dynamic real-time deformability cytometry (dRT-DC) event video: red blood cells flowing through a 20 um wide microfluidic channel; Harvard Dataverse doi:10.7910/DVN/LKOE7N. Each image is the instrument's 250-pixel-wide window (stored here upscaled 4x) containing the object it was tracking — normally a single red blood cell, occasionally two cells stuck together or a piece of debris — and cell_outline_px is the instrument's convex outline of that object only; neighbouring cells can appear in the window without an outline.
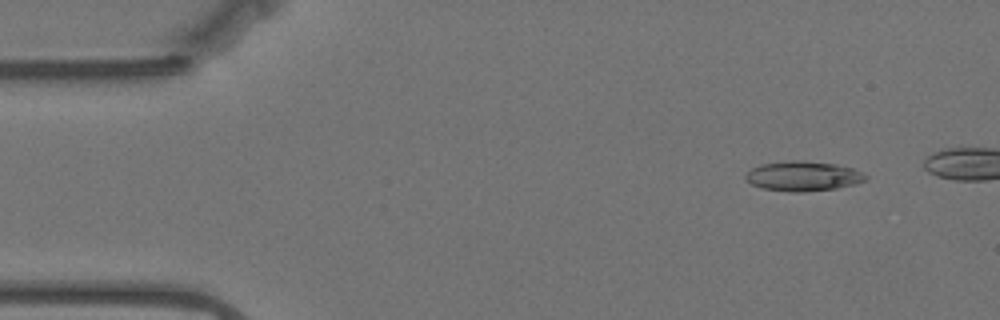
{"species": "Egyptian fruit bat (a non-hibernating species)", "species_latin": "Rousettus aegyptiacus", "temperature_condition": "warm", "stored_images_in_passage": 36, "camera_frame_rate_fps": 3000, "um_per_image_px": 0.085, "animal": {"sex": "female"}, "frame": {"image": 1, "passage_image": 5, "time_ms": 1.333, "image_size_px": [1000, 320], "cell_outline_px": [[868, 180], [856, 184], [836, 188], [804, 192], [792, 192], [764, 188], [752, 184], [744, 176], [752, 168], [760, 164], [792, 160], [796, 160], [836, 164], [852, 168], [868, 176]], "centroid_in_image_um": [68.29, 14.97], "position_along_channel_um": 16.7, "area_um2": 20.69}}
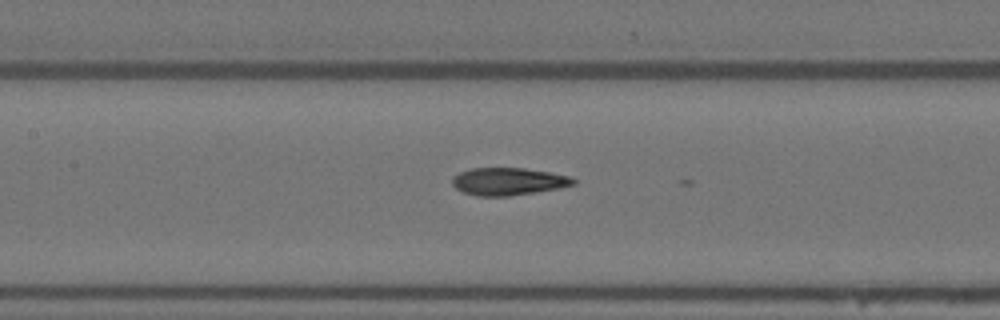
{"frame": {"image": 2, "passage_image": 25, "time_ms": 8.0, "image_size_px": [1000, 320], "cell_outline_px": [[576, 184], [560, 188], [508, 196], [476, 196], [464, 192], [456, 188], [452, 184], [452, 176], [460, 172], [472, 168], [524, 168], [548, 172], [568, 176], [576, 180]], "centroid_in_image_um": [43.18, 15.42], "position_along_channel_um": 164.2, "area_um2": 19.31}}
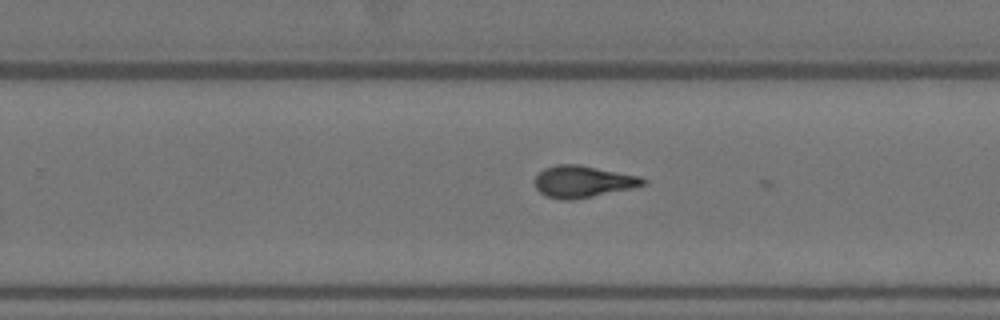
{"frame": {"image": 3, "passage_image": 35, "time_ms": 11.333, "image_size_px": [1000, 320], "cell_outline_px": [[648, 184], [632, 188], [572, 200], [560, 200], [544, 196], [536, 188], [532, 180], [544, 168], [556, 164], [580, 164], [640, 176], [648, 180]], "centroid_in_image_um": [49.53, 15.43], "position_along_channel_um": 280.3, "area_um2": 20.35}}